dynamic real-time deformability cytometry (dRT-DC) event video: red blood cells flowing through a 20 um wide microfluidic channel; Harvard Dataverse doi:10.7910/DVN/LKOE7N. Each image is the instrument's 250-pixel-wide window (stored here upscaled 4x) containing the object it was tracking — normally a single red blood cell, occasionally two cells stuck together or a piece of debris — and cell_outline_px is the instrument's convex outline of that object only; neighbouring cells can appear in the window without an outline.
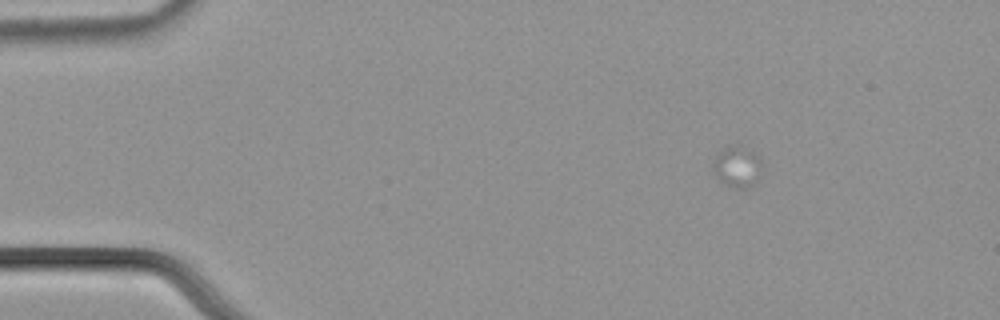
{"species": "common noctule bat (a hibernating species)", "species_latin": "Nyctalus noctula", "temperature_condition": "cold", "stored_images_in_passage": 13, "camera_frame_rate_fps": 3000, "um_per_image_px": 0.085, "animal": {"sex": "male", "body_mass_g": 21.5, "forearm_length_mm": 52.0}, "frame": {"image": 1, "passage_image": 1, "time_ms": 0.0, "image_size_px": [1000, 320], "cell_outline_px": [[764, 164], [756, 180], [744, 188], [736, 188], [720, 180], [716, 176], [712, 168], [712, 164], [716, 156], [724, 148], [736, 144], [756, 156]], "centroid_in_image_um": [62.64, 14.17], "position_along_channel_um": 22.4, "area_um2": 11.16}}